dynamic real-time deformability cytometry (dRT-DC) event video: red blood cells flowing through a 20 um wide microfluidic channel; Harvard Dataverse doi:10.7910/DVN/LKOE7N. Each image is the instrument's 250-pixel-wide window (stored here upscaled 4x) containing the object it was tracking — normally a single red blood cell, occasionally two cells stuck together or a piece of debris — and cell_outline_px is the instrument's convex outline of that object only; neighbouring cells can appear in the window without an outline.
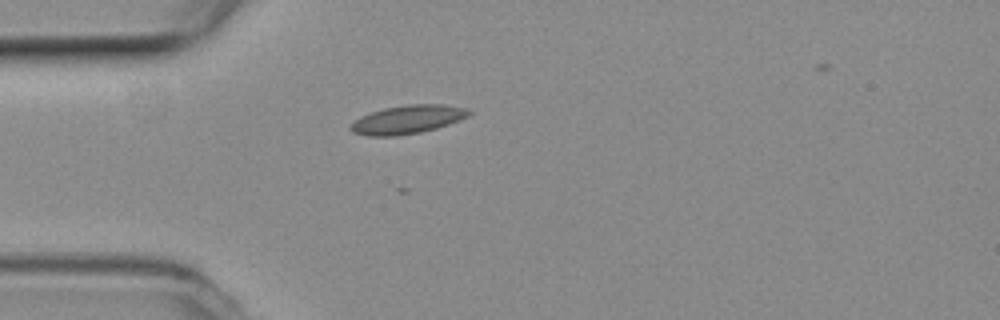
{"species": "common noctule bat (a hibernating species)", "species_latin": "Nyctalus noctula", "temperature_condition": "room temperature", "stored_images_in_passage": 5, "camera_frame_rate_fps": 3000, "um_per_image_px": 0.085, "animal": {"sex": "female", "body_mass_g": 19.3, "forearm_length_mm": 54.1}, "frame": {"image": 1, "passage_image": 1, "time_ms": 0.0, "image_size_px": [1000, 320], "cell_outline_px": [[472, 112], [468, 116], [460, 120], [436, 128], [420, 132], [396, 136], [368, 136], [352, 132], [348, 128], [360, 116], [384, 108], [408, 104], [444, 104], [464, 108]], "centroid_in_image_um": [34.63, 10.16], "position_along_channel_um": 50.4, "area_um2": 19.54}}